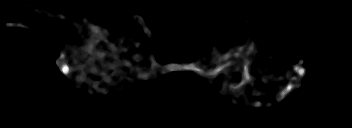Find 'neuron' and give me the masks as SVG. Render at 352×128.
<instances>
[{
  "mask_svg": "<svg viewBox=\"0 0 352 128\" xmlns=\"http://www.w3.org/2000/svg\"><path fill=\"white\" fill-rule=\"evenodd\" d=\"M49 18L52 19V21H54L56 24H59L57 22V19L61 18V19H67L66 16L62 15V14H58V15H54L53 13H49ZM134 19L136 20V22L139 24V26L143 29V31L145 32L147 37L151 36V33L148 29V27L146 26V24L144 23L143 19H141L136 13L133 14ZM73 24L76 25V27L78 28L82 38H83V42L85 41V43H83V47L81 48H77V46H71V52H72V59L74 60V63H77L76 67L71 68L70 67V62L69 60L66 58V53L64 51L63 48H60V57L57 60L56 64L58 65V67L60 68V70L62 71V73L65 76H68L69 73L73 71L78 67L80 68V72L79 75L77 77H73V81L76 82V88L79 89L81 88L82 85V80H84V70L85 69H90L92 70V67H90V63L86 64V65H82V64H78V61H82V59H77L75 57V54H82L83 50H88L89 52V56L87 58V60H98L100 59L99 57H114L115 60H119L120 55L118 53V49L116 46H111L112 47V52L111 53H107L104 50H101V47H99V42L103 41L104 45L110 47L108 38H106L105 34H106V30L101 28L98 25H89L90 30L87 32V35L89 37L88 40H84L85 39V35L83 34L82 28L81 26L77 23V22H73ZM6 27H10V26H16V27H22L27 29V26L22 25L21 23H6L5 24ZM257 47L254 46V44L252 43L251 38H249L248 42L243 46V47H235V49H230L229 51H227L226 53H223V55H217L216 59L214 58L213 61H211L213 66V69H204L202 66H198L195 63H191L189 65H184V64H170V65H165L163 68L158 69L157 66L154 64L156 63V59L153 57H150L149 55V63L152 64V67L149 69V71L143 72L141 73L140 77H149V78H154L158 75H163L166 73H170L174 70H188V71H193L199 75L204 76V79L207 78V80L209 82H212V78H215L219 73H224V75L228 74L231 70H237V72L240 70L238 68L237 65H241L243 68V72H242V79H241V83L238 84H233V82H228L227 80H224V85L221 88V92L223 93H230L231 91L236 92L238 90L243 91L242 89V85H244L245 83H249L250 81H252L253 79L251 78V76L249 75L250 72V68H249V64L250 63H254L256 61L255 59V53L256 52ZM137 56V62H142L143 58L139 57V55ZM253 57V59H249V57ZM264 60H268V59H273L274 56L271 55H264ZM304 63V60L302 58L299 59L298 63L296 65H293L291 68V72H289L290 74L288 75V80L286 81L287 84L285 85L284 88L279 89V91L277 92L276 95V99L277 100H281L284 99L290 92H292L294 90V88L299 87L301 85L300 82V78L304 77V73L306 72V68L301 67V65ZM124 64L126 67H128L129 69H133L134 68L132 66H134L131 61H129L128 59H125ZM110 66L112 67H117V70L119 71L120 76L126 77V73L121 71L120 68V64H116V63H112L109 65V67H107L105 64H100L101 68L104 69H109ZM295 72V73H294ZM108 74H105L104 76L107 77ZM112 77H110V75H108V79L106 80L107 85L112 86V84L110 83V79H113L114 74L111 75ZM261 81H263L264 83H266L268 80L265 76H261ZM226 84L230 85V88L227 89L226 88ZM125 85L123 83L120 84V89H117L118 92L122 89H125ZM97 92L99 93H103V94H107L111 87H107V88H103L102 90H99V88H96ZM255 95H260V96H265L266 93H261V91H257L254 90L253 91ZM261 104L259 102H254V103H250V107H259Z\"/></svg>",
  "mask_w": 352,
  "mask_h": 128,
  "instance_id": "neuron-1",
  "label": "neuron"
}]
</instances>
